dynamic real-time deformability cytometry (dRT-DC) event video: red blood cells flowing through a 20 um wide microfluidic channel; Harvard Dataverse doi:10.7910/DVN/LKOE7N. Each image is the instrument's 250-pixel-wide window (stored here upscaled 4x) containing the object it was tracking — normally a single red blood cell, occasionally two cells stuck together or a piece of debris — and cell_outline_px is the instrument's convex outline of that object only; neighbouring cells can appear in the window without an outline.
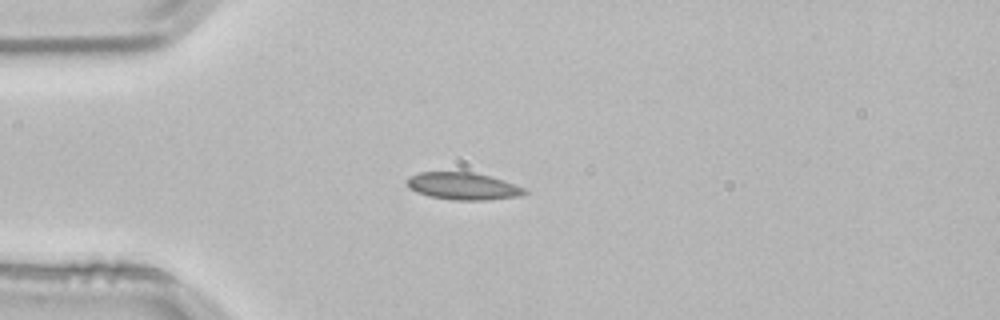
{"species": "common noctule bat (a hibernating species)", "species_latin": "Nyctalus noctula", "temperature_condition": "room temperature", "stored_images_in_passage": 1, "camera_frame_rate_fps": 3000, "um_per_image_px": 0.085, "animal": {"sex": "male", "body_mass_g": 21.5, "forearm_length_mm": 52.0}, "frame": {"image": 1, "passage_image": 1, "time_ms": 0.0, "image_size_px": [1000, 320], "cell_outline_px": [[528, 192], [520, 196], [484, 200], [456, 200], [432, 196], [420, 192], [412, 188], [408, 184], [408, 176], [420, 172], [472, 172], [488, 176], [524, 188]], "centroid_in_image_um": [39.37, 15.82], "position_along_channel_um": 45.6, "area_um2": 18.03}}